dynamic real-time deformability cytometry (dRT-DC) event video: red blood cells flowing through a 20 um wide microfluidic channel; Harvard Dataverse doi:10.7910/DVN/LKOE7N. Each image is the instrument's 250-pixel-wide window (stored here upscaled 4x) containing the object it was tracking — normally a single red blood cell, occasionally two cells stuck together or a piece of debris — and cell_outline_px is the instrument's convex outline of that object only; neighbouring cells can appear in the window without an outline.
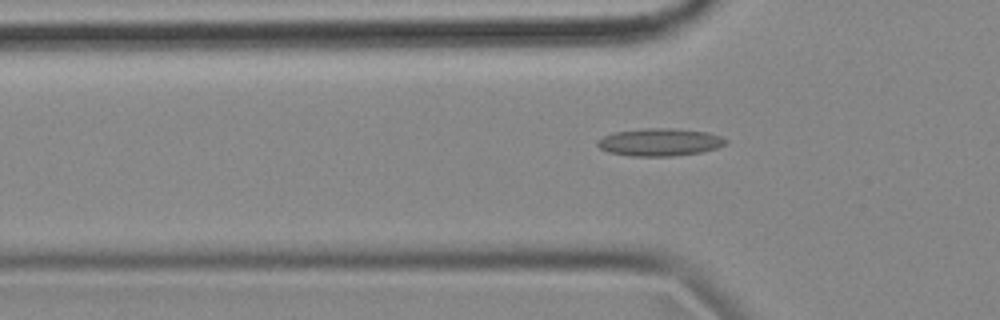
{"species": "common noctule bat (a hibernating species)", "species_latin": "Nyctalus noctula", "temperature_condition": "cold", "stored_images_in_passage": 41, "camera_frame_rate_fps": 3000, "um_per_image_px": 0.085, "animal": {"sex": "female", "body_mass_g": 18.4}, "frame": {"image": 1, "passage_image": 2, "time_ms": 0.333, "image_size_px": [1000, 320], "cell_outline_px": [[728, 140], [724, 144], [716, 148], [700, 152], [672, 156], [632, 156], [608, 152], [600, 148], [596, 144], [596, 140], [604, 136], [616, 132], [644, 128], [668, 128], [708, 132], [720, 136]], "centroid_in_image_um": [56.05, 12.08], "position_along_channel_um": 69.8, "area_um2": 20.46}}
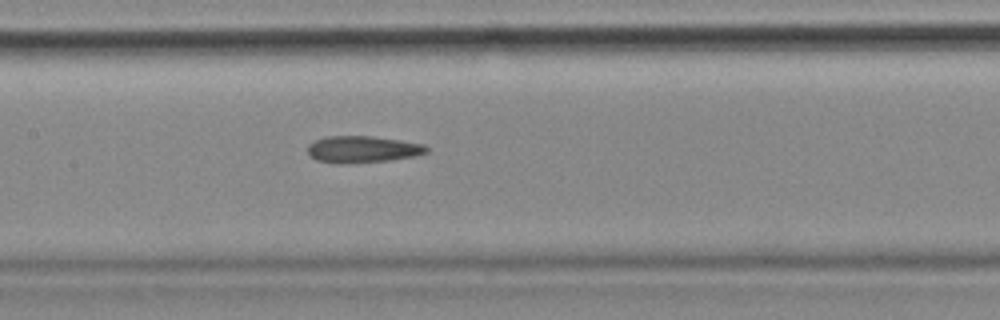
{"frame": {"image": 2, "passage_image": 11, "time_ms": 3.333, "image_size_px": [1000, 320], "cell_outline_px": [[428, 152], [412, 156], [388, 160], [340, 164], [336, 164], [316, 160], [308, 152], [308, 144], [324, 136], [372, 136], [400, 140], [424, 144], [428, 148]], "centroid_in_image_um": [30.79, 12.68], "position_along_channel_um": 176.6, "area_um2": 18.44}}
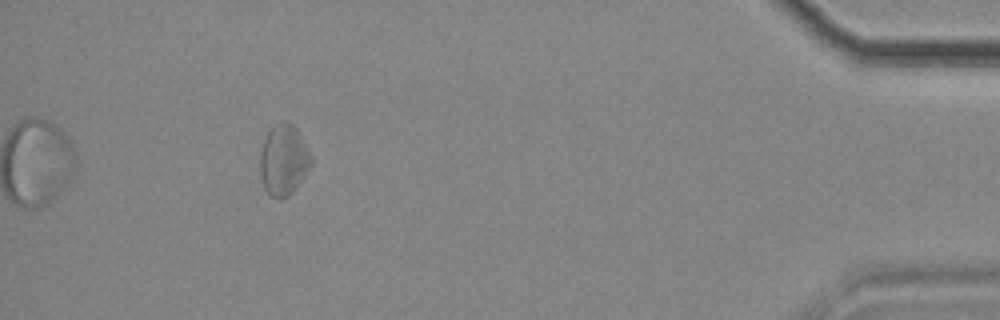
{"frame": {"image": 3, "passage_image": 36, "time_ms": 11.667, "image_size_px": [1000, 320], "cell_outline_px": [[312, 164], [296, 188], [288, 196], [280, 200], [272, 196], [264, 188], [260, 172], [260, 152], [264, 140], [268, 132], [276, 124], [284, 120], [288, 120], [296, 128], [312, 160]], "centroid_in_image_um": [24.09, 13.61], "position_along_channel_um": 411.1, "area_um2": 20.75}, "authors_computed_cell_mechanics": {"area_um2": 18.9006, "velocity_mm_per_s": 3.5495, "shape_relaxation_time_tau1_ms": null, "shape_relaxation_time_tau2_ms": 4.8192, "deformation_change_tau1": null, "deformation_change_tau2": 0.1413}}